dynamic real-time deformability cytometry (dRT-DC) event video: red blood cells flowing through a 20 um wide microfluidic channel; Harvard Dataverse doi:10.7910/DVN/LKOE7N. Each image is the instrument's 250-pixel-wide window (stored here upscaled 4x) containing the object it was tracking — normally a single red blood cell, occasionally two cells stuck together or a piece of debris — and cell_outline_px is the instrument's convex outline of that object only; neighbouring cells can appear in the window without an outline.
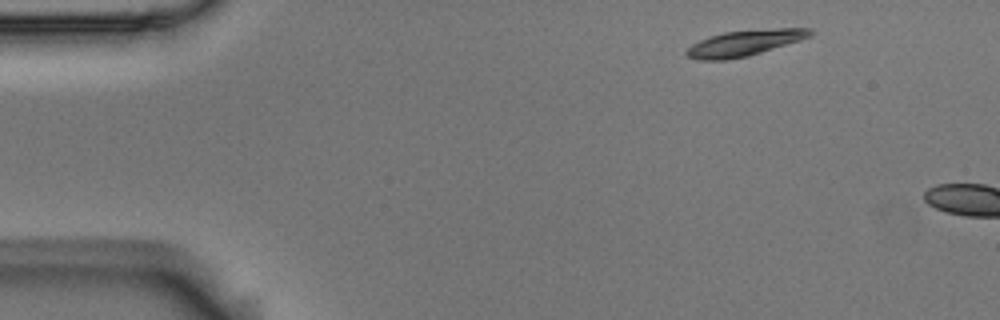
{"species": "Egyptian fruit bat (a non-hibernating species)", "species_latin": "Rousettus aegyptiacus", "temperature_condition": "room temperature", "stored_images_in_passage": 2, "camera_frame_rate_fps": 3000, "um_per_image_px": 0.085, "animal": {"sex": "male"}, "frame": {"image": 1, "passage_image": 1, "time_ms": 0.0, "image_size_px": [1000, 320], "cell_outline_px": [[812, 36], [800, 40], [748, 56], [724, 60], [696, 60], [688, 56], [684, 52], [692, 44], [700, 40], [724, 32], [776, 28], [812, 28]], "centroid_in_image_um": [63.28, 3.66], "position_along_channel_um": 21.7, "area_um2": 18.44}}